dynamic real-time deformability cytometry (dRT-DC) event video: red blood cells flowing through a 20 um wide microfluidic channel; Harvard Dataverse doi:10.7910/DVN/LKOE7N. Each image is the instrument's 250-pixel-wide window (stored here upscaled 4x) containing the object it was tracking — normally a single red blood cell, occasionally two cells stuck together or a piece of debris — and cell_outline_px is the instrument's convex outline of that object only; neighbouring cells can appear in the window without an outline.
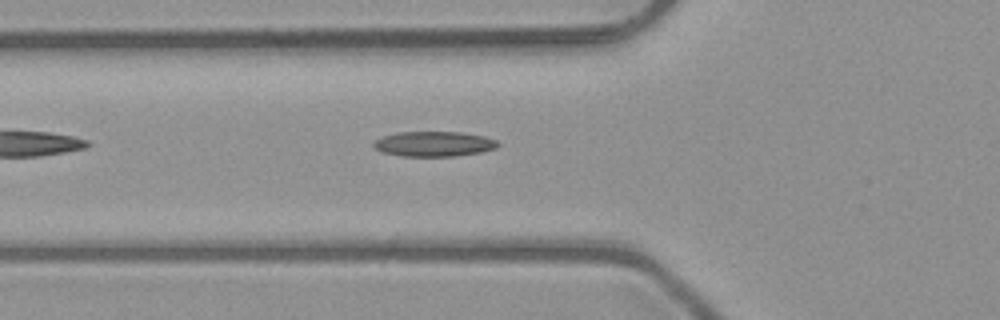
{"species": "common noctule bat (a hibernating species)", "species_latin": "Nyctalus noctula", "temperature_condition": "room temperature", "stored_images_in_passage": 6, "camera_frame_rate_fps": 3000, "um_per_image_px": 0.085, "animal": {"sex": "male", "body_mass_g": 23.1, "forearm_length_mm": 52.7}, "frame": {"image": 1, "passage_image": 6, "time_ms": 1.667, "image_size_px": [1000, 320], "cell_outline_px": [[500, 144], [496, 148], [480, 152], [456, 156], [404, 156], [384, 152], [376, 148], [372, 144], [376, 140], [384, 136], [396, 132], [460, 132], [484, 136], [496, 140]], "centroid_in_image_um": [36.91, 12.23], "position_along_channel_um": 88.9, "area_um2": 17.98}}